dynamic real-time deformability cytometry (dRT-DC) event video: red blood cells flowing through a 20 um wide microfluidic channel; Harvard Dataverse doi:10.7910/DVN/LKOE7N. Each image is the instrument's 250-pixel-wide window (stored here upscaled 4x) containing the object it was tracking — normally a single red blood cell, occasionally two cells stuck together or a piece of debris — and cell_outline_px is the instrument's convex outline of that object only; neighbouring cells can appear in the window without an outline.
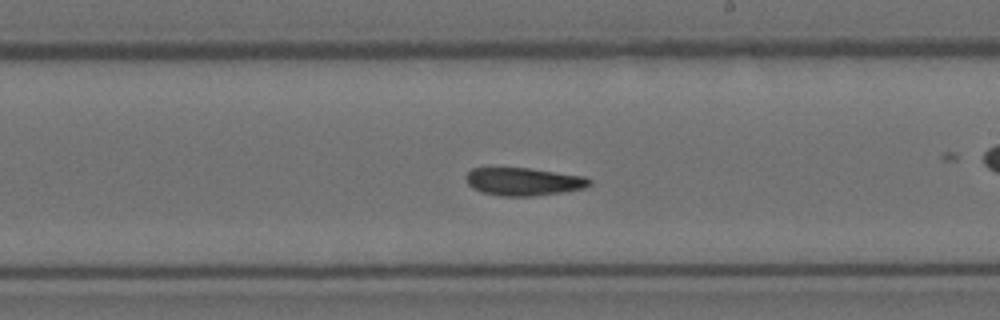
{"species": "Egyptian fruit bat (a non-hibernating species)", "species_latin": "Rousettus aegyptiacus", "temperature_condition": "room temperature", "stored_images_in_passage": 31, "camera_frame_rate_fps": 3000, "um_per_image_px": 0.085, "animal": {"sex": "female"}, "frame": {"image": 1, "passage_image": 11, "time_ms": 3.333, "image_size_px": [1000, 320], "cell_outline_px": [[592, 184], [584, 188], [564, 192], [532, 196], [500, 196], [484, 192], [472, 188], [468, 184], [464, 176], [472, 168], [528, 168], [584, 176], [592, 180]], "centroid_in_image_um": [44.51, 15.44], "position_along_channel_um": 244.5, "area_um2": 20.06}}
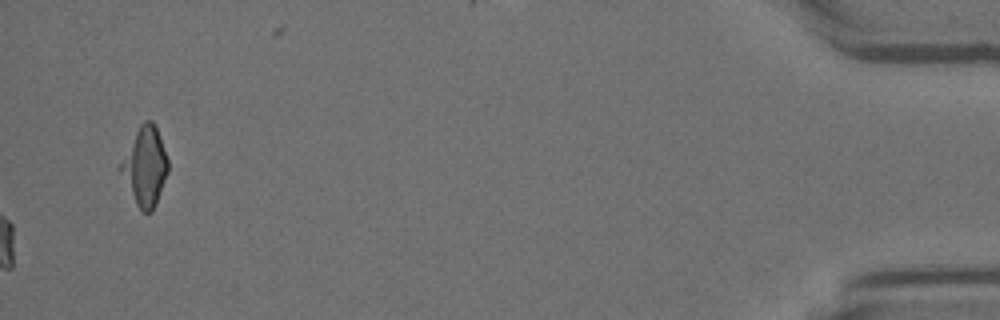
{"frame": {"image": 2, "passage_image": 31, "time_ms": 10.0, "image_size_px": [1000, 320], "cell_outline_px": [[168, 172], [156, 204], [152, 212], [140, 212], [116, 168], [140, 124], [144, 120], [152, 120], [156, 128], [168, 160]], "centroid_in_image_um": [12.29, 14.18], "position_along_channel_um": 422.9, "area_um2": 21.79}}